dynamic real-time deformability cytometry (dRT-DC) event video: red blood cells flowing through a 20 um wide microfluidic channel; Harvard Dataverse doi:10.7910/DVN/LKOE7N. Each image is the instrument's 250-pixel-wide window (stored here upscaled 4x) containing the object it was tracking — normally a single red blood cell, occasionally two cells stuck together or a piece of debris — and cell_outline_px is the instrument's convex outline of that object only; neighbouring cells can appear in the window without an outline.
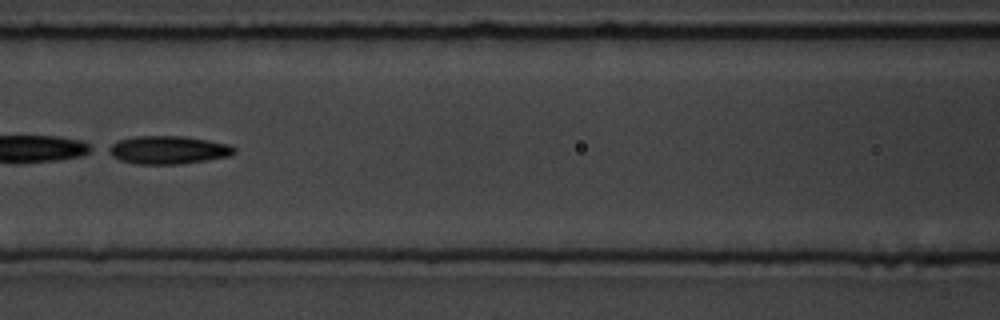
{"species": "common noctule bat (a hibernating species)", "species_latin": "Nyctalus noctula", "temperature_condition": "room temperature", "stored_images_in_passage": 7, "camera_frame_rate_fps": 3000, "um_per_image_px": 0.085, "animal": {"sex": "male", "body_mass_g": 19.5, "forearm_length_mm": 54.6}, "frame": {"image": 1, "passage_image": 7, "time_ms": 7.0, "image_size_px": [1000, 320], "cell_outline_px": [[236, 152], [228, 156], [180, 164], [136, 164], [120, 160], [104, 152], [104, 148], [116, 140], [136, 136], [184, 136], [228, 144], [236, 148]], "centroid_in_image_um": [14.19, 12.74], "position_along_channel_um": 152.4, "area_um2": 20.75}}